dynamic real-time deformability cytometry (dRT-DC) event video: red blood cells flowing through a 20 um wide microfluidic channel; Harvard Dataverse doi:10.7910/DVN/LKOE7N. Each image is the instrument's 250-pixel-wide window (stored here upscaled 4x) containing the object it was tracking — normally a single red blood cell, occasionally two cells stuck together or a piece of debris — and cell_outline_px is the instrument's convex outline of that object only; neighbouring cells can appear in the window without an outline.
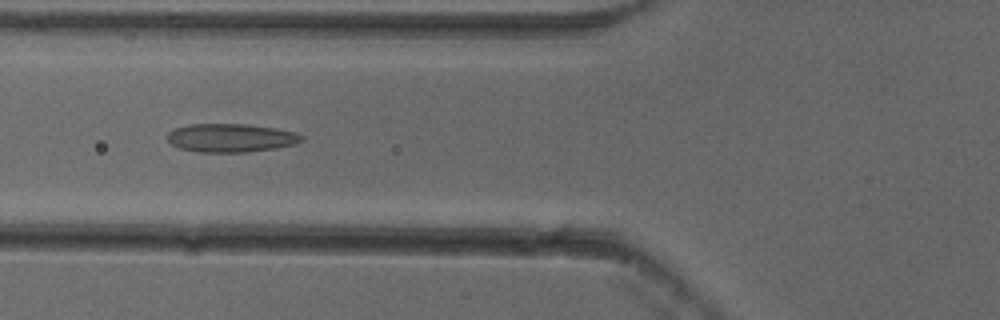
{"species": "common noctule bat (a hibernating species)", "species_latin": "Nyctalus noctula", "temperature_condition": "cold", "stored_images_in_passage": 48, "camera_frame_rate_fps": 3000, "um_per_image_px": 0.085, "animal": {"sex": "female"}, "frame": {"image": 1, "passage_image": 15, "time_ms": 4.667, "image_size_px": [1000, 320], "cell_outline_px": [[304, 140], [296, 144], [276, 148], [248, 152], [196, 152], [180, 148], [172, 144], [168, 140], [168, 132], [176, 128], [188, 124], [248, 124], [276, 128], [296, 132], [304, 136]], "centroid_in_image_um": [19.67, 11.72], "position_along_channel_um": 106.1, "area_um2": 22.43}}
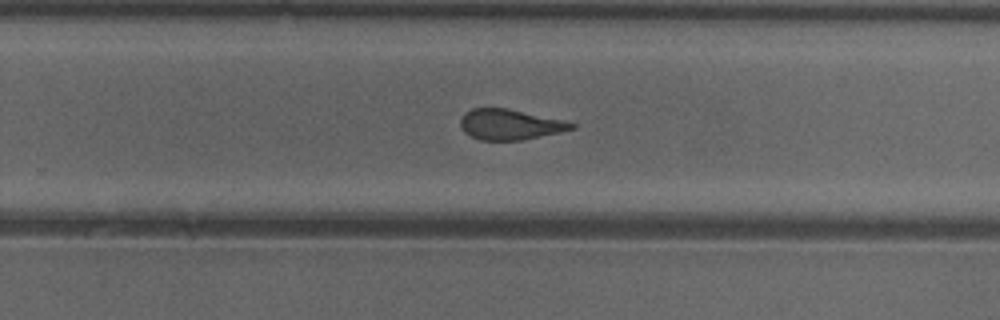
{"frame": {"image": 2, "passage_image": 29, "time_ms": 9.333, "image_size_px": [1000, 320], "cell_outline_px": [[576, 128], [560, 132], [524, 140], [480, 140], [464, 132], [460, 124], [460, 120], [464, 112], [472, 108], [508, 108], [564, 120], [576, 124]], "centroid_in_image_um": [43.35, 10.58], "position_along_channel_um": 286.4, "area_um2": 19.83}}
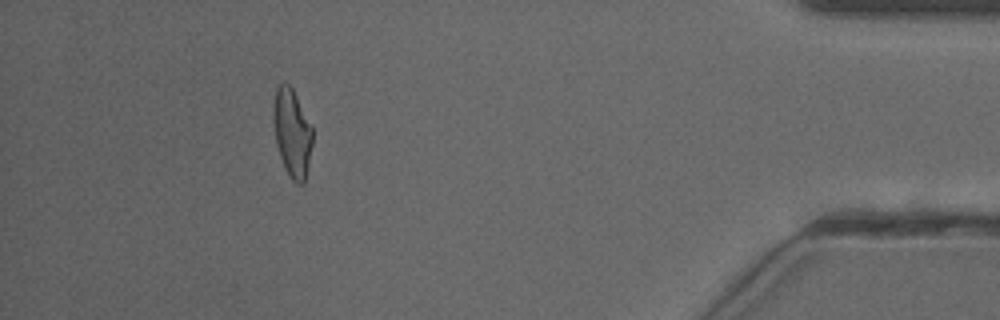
{"frame": {"image": 3, "passage_image": 43, "time_ms": 14.0, "image_size_px": [1000, 320], "cell_outline_px": [[312, 144], [304, 184], [296, 184], [292, 180], [284, 168], [276, 144], [272, 116], [272, 108], [276, 88], [284, 80], [292, 88], [312, 124]], "centroid_in_image_um": [24.81, 11.27], "position_along_channel_um": 410.4, "area_um2": 20.35}, "authors_computed_cell_mechanics": {"area_um2": 20.9525, "velocity_mm_per_s": 3.8594, "shape_relaxation_time_tau1_ms": 8.9559, "shape_relaxation_time_tau2_ms": 1.887, "deformation_change_tau1": 0.2602, "deformation_change_tau2": 0.1188}}